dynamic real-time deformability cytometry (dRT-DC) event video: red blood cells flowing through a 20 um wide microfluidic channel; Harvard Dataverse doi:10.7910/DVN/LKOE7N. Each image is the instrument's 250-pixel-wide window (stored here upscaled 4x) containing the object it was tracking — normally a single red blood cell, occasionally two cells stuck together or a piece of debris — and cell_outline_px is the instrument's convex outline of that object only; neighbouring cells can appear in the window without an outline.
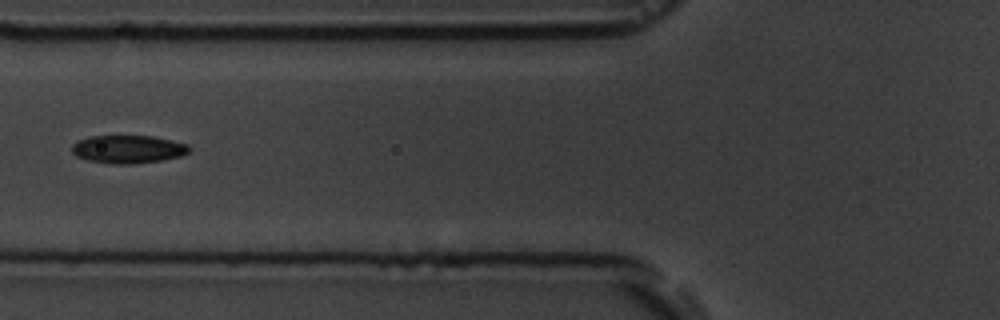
{"species": "common noctule bat (a hibernating species)", "species_latin": "Nyctalus noctula", "temperature_condition": "room temperature", "stored_images_in_passage": 2, "camera_frame_rate_fps": 3000, "um_per_image_px": 0.085, "animal": {"sex": "male", "body_mass_g": 19.5, "forearm_length_mm": 54.6}, "frame": {"image": 1, "passage_image": 2, "time_ms": 1.0, "image_size_px": [1000, 320], "cell_outline_px": [[192, 148], [184, 156], [164, 160], [132, 164], [112, 164], [88, 160], [76, 156], [72, 152], [72, 144], [76, 140], [88, 136], [152, 136], [172, 140], [188, 144]], "centroid_in_image_um": [10.91, 12.68], "position_along_channel_um": 114.9, "area_um2": 19.48}}